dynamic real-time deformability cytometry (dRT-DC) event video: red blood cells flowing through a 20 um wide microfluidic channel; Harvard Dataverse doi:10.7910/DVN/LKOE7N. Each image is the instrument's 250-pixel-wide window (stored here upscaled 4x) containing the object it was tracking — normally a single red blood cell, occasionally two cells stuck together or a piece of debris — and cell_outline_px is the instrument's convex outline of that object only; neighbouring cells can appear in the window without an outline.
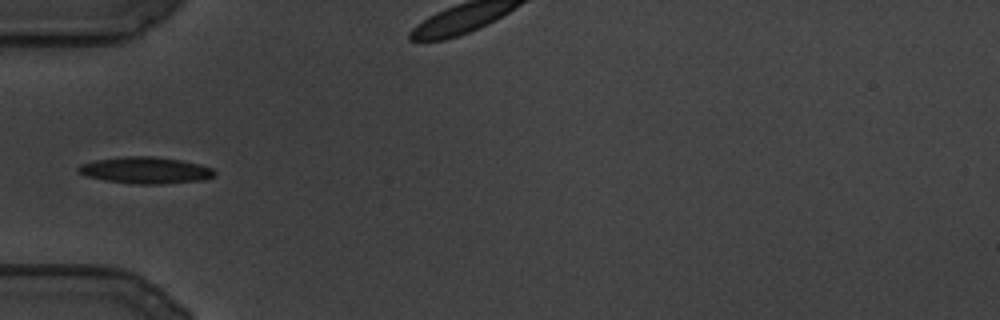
{"species": "common noctule bat (a hibernating species)", "species_latin": "Nyctalus noctula", "temperature_condition": "cold", "stored_images_in_passage": 69, "camera_frame_rate_fps": 3000, "um_per_image_px": 0.085, "animal": {"sex": "male", "body_mass_g": 19.5, "forearm_length_mm": 54.6}, "frame": {"image": 1, "passage_image": 1, "time_ms": 0.0, "image_size_px": [1000, 320], "cell_outline_px": [[216, 172], [212, 176], [204, 180], [164, 184], [132, 184], [104, 180], [88, 176], [80, 172], [76, 168], [80, 164], [96, 160], [124, 156], [152, 156], [180, 160], [200, 164], [212, 168]], "centroid_in_image_um": [12.38, 14.47], "position_along_channel_um": 72.6, "area_um2": 21.1}}
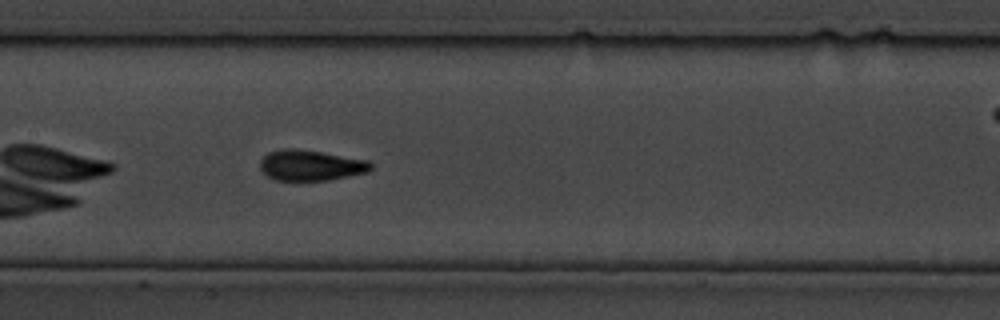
{"frame": {"image": 2, "passage_image": 20, "time_ms": 6.333, "image_size_px": [1000, 320], "cell_outline_px": [[372, 168], [368, 172], [328, 180], [276, 180], [268, 176], [260, 168], [260, 160], [268, 152], [280, 148], [296, 148], [368, 160], [372, 164]], "centroid_in_image_um": [26.39, 14.04], "position_along_channel_um": 181.0, "area_um2": 19.71}}
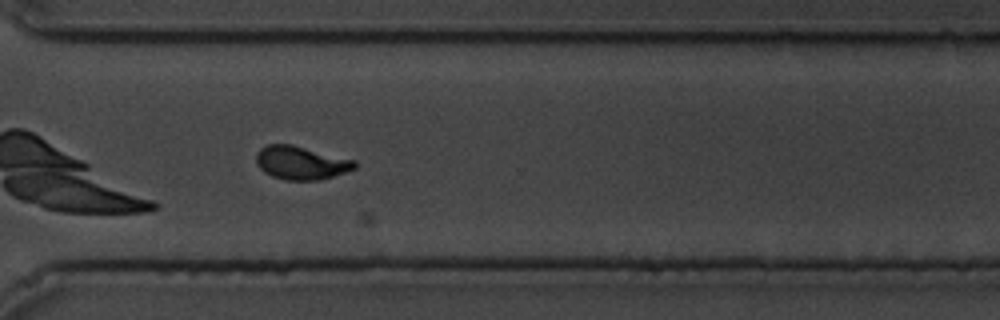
{"frame": {"image": 3, "passage_image": 49, "time_ms": 16.0, "image_size_px": [1000, 320], "cell_outline_px": [[356, 168], [320, 180], [284, 180], [272, 176], [264, 172], [256, 164], [256, 152], [260, 148], [268, 144], [292, 144], [356, 160]], "centroid_in_image_um": [25.56, 13.83], "position_along_channel_um": 345.0, "area_um2": 19.25}}